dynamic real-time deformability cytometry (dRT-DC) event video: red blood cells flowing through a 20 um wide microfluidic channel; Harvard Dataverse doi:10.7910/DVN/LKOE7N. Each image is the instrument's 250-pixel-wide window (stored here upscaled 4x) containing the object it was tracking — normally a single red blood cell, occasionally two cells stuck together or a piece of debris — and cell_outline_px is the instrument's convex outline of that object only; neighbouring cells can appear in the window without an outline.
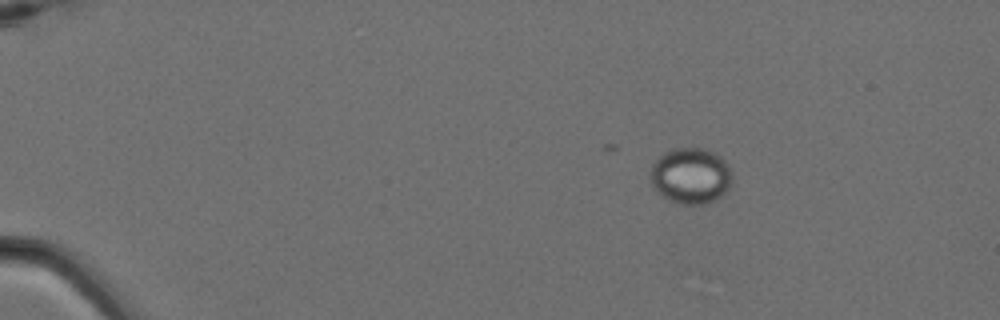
{"species": "Egyptian fruit bat (a non-hibernating species)", "species_latin": "Rousettus aegyptiacus", "temperature_condition": "cold", "stored_images_in_passage": 4, "camera_frame_rate_fps": 3000, "um_per_image_px": 0.085, "animal": {"sex": "female"}, "frame": {"image": 1, "passage_image": 1, "time_ms": 0.0, "image_size_px": [1000, 320], "cell_outline_px": [[732, 184], [724, 196], [716, 200], [704, 204], [676, 204], [660, 196], [652, 188], [648, 172], [652, 164], [664, 152], [672, 148], [704, 148], [716, 152], [728, 164], [732, 172]], "centroid_in_image_um": [58.7, 14.96], "position_along_channel_um": 26.3, "area_um2": 27.63}}